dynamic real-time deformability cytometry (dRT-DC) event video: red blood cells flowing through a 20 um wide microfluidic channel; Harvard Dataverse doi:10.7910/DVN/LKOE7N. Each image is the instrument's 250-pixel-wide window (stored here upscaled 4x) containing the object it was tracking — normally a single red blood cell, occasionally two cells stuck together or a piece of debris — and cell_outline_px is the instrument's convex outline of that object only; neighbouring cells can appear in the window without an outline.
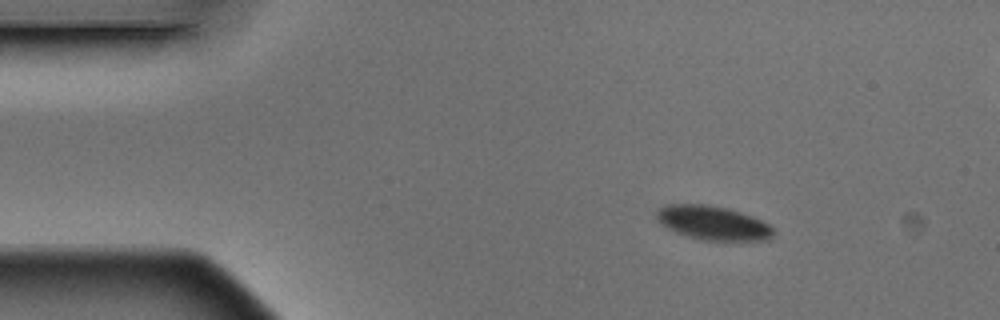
{"species": "Egyptian fruit bat (a non-hibernating species)", "species_latin": "Rousettus aegyptiacus", "temperature_condition": "warm", "stored_images_in_passage": 4, "camera_frame_rate_fps": 3000, "um_per_image_px": 0.085, "animal": {"sex": "male"}, "frame": {"image": 1, "passage_image": 1, "time_ms": 0.0, "image_size_px": [1000, 320], "cell_outline_px": [[772, 236], [768, 240], [704, 240], [688, 236], [676, 232], [660, 224], [656, 220], [656, 212], [664, 204], [704, 204], [724, 208], [740, 212], [752, 216], [768, 224], [772, 228]], "centroid_in_image_um": [60.55, 18.94], "position_along_channel_um": 24.5, "area_um2": 22.89}}